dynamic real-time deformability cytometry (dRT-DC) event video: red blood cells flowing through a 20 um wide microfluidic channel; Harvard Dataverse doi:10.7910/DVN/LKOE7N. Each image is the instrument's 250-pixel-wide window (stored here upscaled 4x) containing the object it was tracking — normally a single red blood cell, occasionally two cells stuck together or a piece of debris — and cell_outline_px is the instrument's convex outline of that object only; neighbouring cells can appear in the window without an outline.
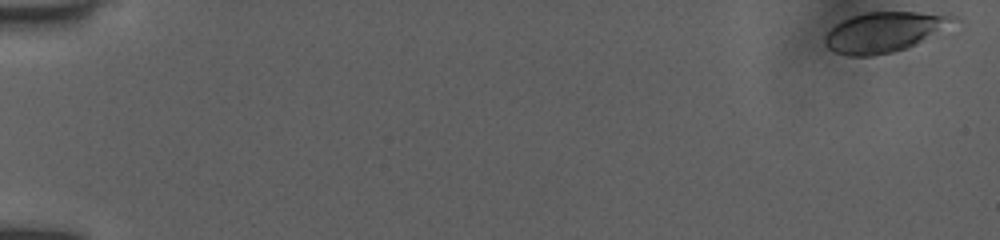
{"species": "human", "species_latin": "Homo sapiens", "temperature_condition": "room temperature", "stored_images_in_passage": 74, "camera_frame_rate_fps": 3000, "um_per_image_px": 0.085, "donor": {"sex": "female"}, "frame": {"image": 1, "passage_image": 1, "time_ms": 0.0, "image_size_px": [1000, 240], "cell_outline_px": [[964, 28], [908, 48], [892, 52], [872, 56], [848, 56], [836, 52], [828, 48], [824, 44], [824, 36], [836, 24], [852, 16], [864, 12], [916, 12], [956, 16], [964, 20]], "centroid_in_image_um": [75.48, 2.72], "position_along_channel_um": 9.5, "area_um2": 31.85}}
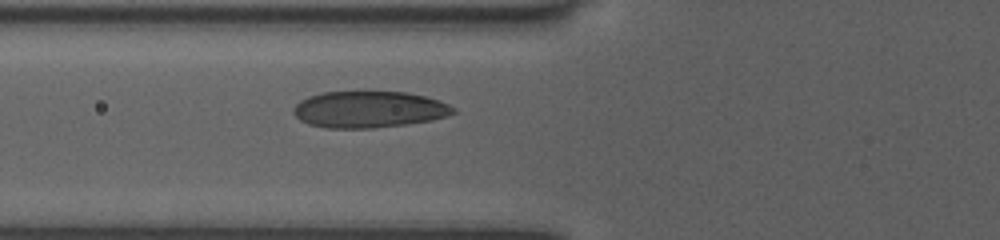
{"frame": {"image": 2, "passage_image": 27, "time_ms": 6.667, "image_size_px": [1000, 240], "cell_outline_px": [[456, 112], [448, 116], [432, 120], [404, 124], [372, 128], [328, 128], [308, 124], [300, 120], [292, 112], [292, 108], [300, 100], [308, 96], [324, 92], [364, 88], [408, 92], [440, 100], [456, 108]], "centroid_in_image_um": [31.35, 9.25], "position_along_channel_um": 94.4, "area_um2": 35.32}}
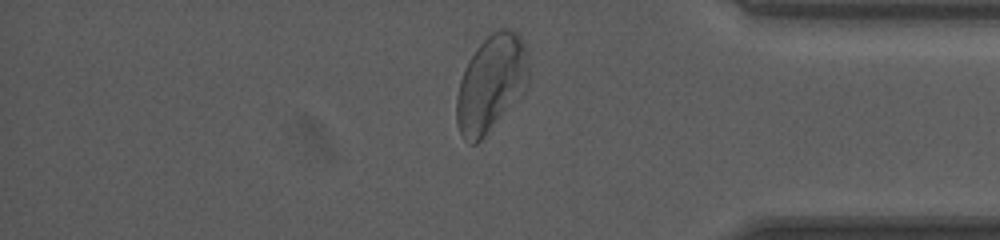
{"frame": {"image": 3, "passage_image": 62, "time_ms": 14.667, "image_size_px": [1000, 240], "cell_outline_px": [[528, 84], [524, 92], [484, 136], [476, 144], [468, 144], [464, 140], [456, 124], [456, 96], [460, 80], [464, 68], [468, 60], [476, 48], [492, 32], [500, 28], [508, 28], [516, 32], [520, 36], [528, 52]], "centroid_in_image_um": [41.73, 7.09], "position_along_channel_um": 393.5, "area_um2": 40.75}, "authors_computed_cell_mechanics": {"area_um2": 33.7263, "velocity_mm_per_s": 3.941, "shape_relaxation_time_tau1_ms": 3.3352, "shape_relaxation_time_tau2_ms": null, "deformation_change_tau1": 0.1356, "deformation_change_tau2": null}}